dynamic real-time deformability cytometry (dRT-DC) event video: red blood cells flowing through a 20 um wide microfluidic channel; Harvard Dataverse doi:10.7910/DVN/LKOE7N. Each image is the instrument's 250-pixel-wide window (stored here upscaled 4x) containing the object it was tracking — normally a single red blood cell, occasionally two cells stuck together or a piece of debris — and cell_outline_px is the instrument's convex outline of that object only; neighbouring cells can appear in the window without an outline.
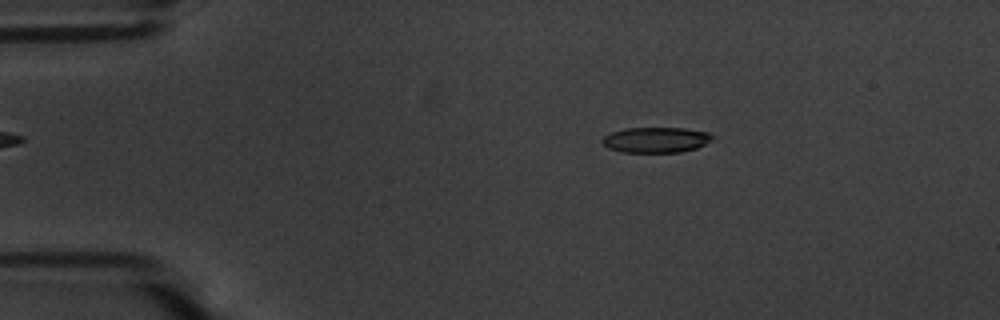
{"species": "common noctule bat (a hibernating species)", "species_latin": "Nyctalus noctula", "temperature_condition": "warm", "stored_images_in_passage": 55, "camera_frame_rate_fps": 3000, "um_per_image_px": 0.085, "animal": {"sex": "male", "body_mass_g": 20.1, "forearm_length_mm": 53.5}, "frame": {"image": 1, "passage_image": 10, "time_ms": 3.0, "image_size_px": [1000, 320], "cell_outline_px": [[712, 140], [696, 148], [680, 152], [624, 152], [608, 148], [600, 140], [604, 136], [612, 132], [624, 128], [684, 128], [708, 132], [712, 136]], "centroid_in_image_um": [55.74, 11.88], "position_along_channel_um": 29.3, "area_um2": 16.24}}
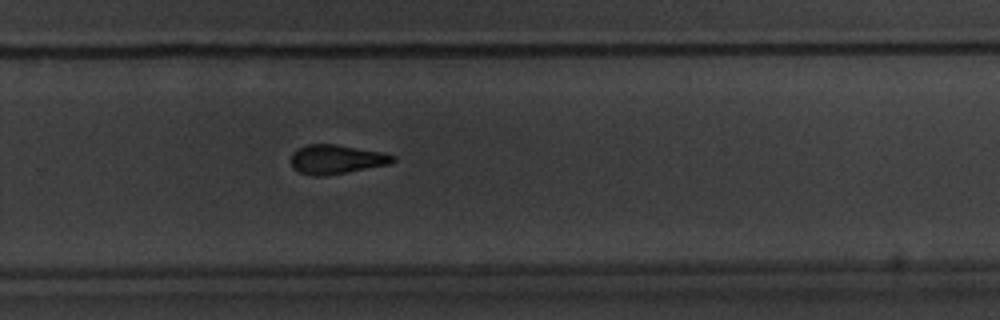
{"frame": {"image": 2, "passage_image": 37, "time_ms": 12.0, "image_size_px": [1000, 320], "cell_outline_px": [[396, 160], [388, 164], [324, 176], [312, 176], [300, 172], [292, 168], [292, 152], [308, 144], [336, 144], [384, 152], [396, 156]], "centroid_in_image_um": [28.6, 13.53], "position_along_channel_um": 301.2, "area_um2": 17.22}}
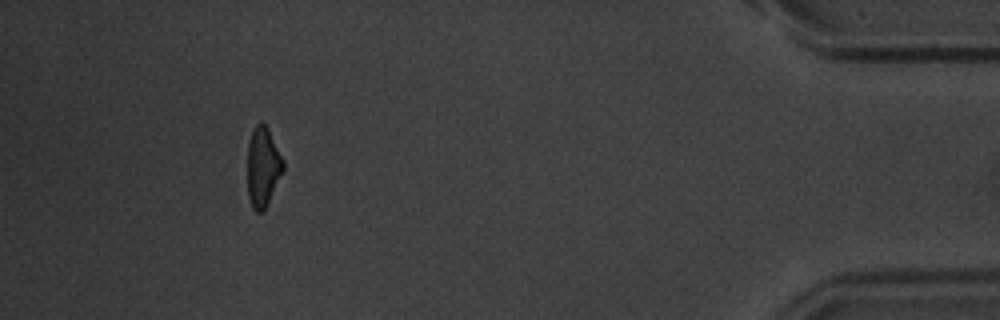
{"frame": {"image": 3, "passage_image": 51, "time_ms": 16.667, "image_size_px": [1000, 320], "cell_outline_px": [[284, 168], [264, 208], [260, 212], [256, 212], [252, 208], [248, 196], [248, 144], [252, 132], [256, 124], [260, 120], [268, 128], [284, 160]], "centroid_in_image_um": [22.34, 14.14], "position_along_channel_um": 412.9, "area_um2": 16.24}, "authors_computed_cell_mechanics": {"area_um2": 17.34, "velocity_mm_per_s": 3.6593, "shape_relaxation_time_tau1_ms": 3.4389, "shape_relaxation_time_tau2_ms": 4.3402, "deformation_change_tau1": 0.1825, "deformation_change_tau2": 0.1263}}